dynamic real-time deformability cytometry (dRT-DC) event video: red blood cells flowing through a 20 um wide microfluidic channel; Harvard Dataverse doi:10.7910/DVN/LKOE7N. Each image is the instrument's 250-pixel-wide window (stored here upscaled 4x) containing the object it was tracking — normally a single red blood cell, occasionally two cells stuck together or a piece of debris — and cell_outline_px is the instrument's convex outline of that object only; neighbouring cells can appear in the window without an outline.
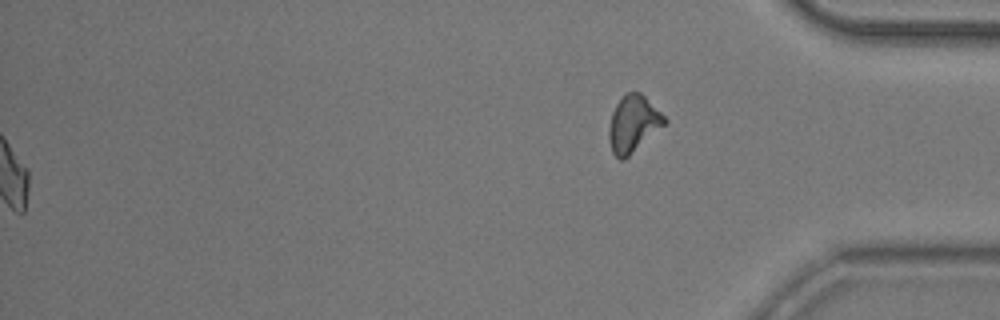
{"species": "common noctule bat (a hibernating species)", "species_latin": "Nyctalus noctula", "temperature_condition": "room temperature", "stored_images_in_passage": 41, "segment_of_instrument_passage": [2, 2], "camera_frame_rate_fps": 3000, "um_per_image_px": 0.085, "animal": {"sex": "male", "body_mass_g": 20.5, "forearm_length_mm": 52.5}, "frame": {"image": 1, "passage_image": 41, "time_ms": 13.333, "image_size_px": [1000, 320], "cell_outline_px": [[668, 120], [664, 124], [624, 160], [620, 160], [612, 152], [608, 136], [608, 128], [612, 112], [616, 104], [628, 92], [640, 92]], "centroid_in_image_um": [53.79, 10.54], "position_along_channel_um": 381.4, "area_um2": 17.86}}